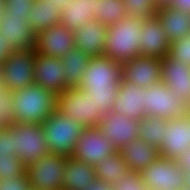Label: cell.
Instances as JSON below:
<instances>
[{
    "instance_id": "obj_31",
    "label": "cell",
    "mask_w": 190,
    "mask_h": 190,
    "mask_svg": "<svg viewBox=\"0 0 190 190\" xmlns=\"http://www.w3.org/2000/svg\"><path fill=\"white\" fill-rule=\"evenodd\" d=\"M126 16L137 20L153 17L157 13L155 0H123Z\"/></svg>"
},
{
    "instance_id": "obj_39",
    "label": "cell",
    "mask_w": 190,
    "mask_h": 190,
    "mask_svg": "<svg viewBox=\"0 0 190 190\" xmlns=\"http://www.w3.org/2000/svg\"><path fill=\"white\" fill-rule=\"evenodd\" d=\"M176 164L184 171V173L190 172V147L181 153L176 159Z\"/></svg>"
},
{
    "instance_id": "obj_38",
    "label": "cell",
    "mask_w": 190,
    "mask_h": 190,
    "mask_svg": "<svg viewBox=\"0 0 190 190\" xmlns=\"http://www.w3.org/2000/svg\"><path fill=\"white\" fill-rule=\"evenodd\" d=\"M30 187L27 172L16 177L0 178V190H29Z\"/></svg>"
},
{
    "instance_id": "obj_42",
    "label": "cell",
    "mask_w": 190,
    "mask_h": 190,
    "mask_svg": "<svg viewBox=\"0 0 190 190\" xmlns=\"http://www.w3.org/2000/svg\"><path fill=\"white\" fill-rule=\"evenodd\" d=\"M170 7L177 8L184 13L190 14V0H172Z\"/></svg>"
},
{
    "instance_id": "obj_49",
    "label": "cell",
    "mask_w": 190,
    "mask_h": 190,
    "mask_svg": "<svg viewBox=\"0 0 190 190\" xmlns=\"http://www.w3.org/2000/svg\"><path fill=\"white\" fill-rule=\"evenodd\" d=\"M188 110H189V113H190V101L188 103Z\"/></svg>"
},
{
    "instance_id": "obj_19",
    "label": "cell",
    "mask_w": 190,
    "mask_h": 190,
    "mask_svg": "<svg viewBox=\"0 0 190 190\" xmlns=\"http://www.w3.org/2000/svg\"><path fill=\"white\" fill-rule=\"evenodd\" d=\"M161 81L176 97L190 101V65L174 59L169 54L161 59Z\"/></svg>"
},
{
    "instance_id": "obj_18",
    "label": "cell",
    "mask_w": 190,
    "mask_h": 190,
    "mask_svg": "<svg viewBox=\"0 0 190 190\" xmlns=\"http://www.w3.org/2000/svg\"><path fill=\"white\" fill-rule=\"evenodd\" d=\"M166 132L159 156L174 160L190 147V113L168 120Z\"/></svg>"
},
{
    "instance_id": "obj_16",
    "label": "cell",
    "mask_w": 190,
    "mask_h": 190,
    "mask_svg": "<svg viewBox=\"0 0 190 190\" xmlns=\"http://www.w3.org/2000/svg\"><path fill=\"white\" fill-rule=\"evenodd\" d=\"M0 36L13 52L34 50L36 33L28 24V17H12L3 14L0 18Z\"/></svg>"
},
{
    "instance_id": "obj_34",
    "label": "cell",
    "mask_w": 190,
    "mask_h": 190,
    "mask_svg": "<svg viewBox=\"0 0 190 190\" xmlns=\"http://www.w3.org/2000/svg\"><path fill=\"white\" fill-rule=\"evenodd\" d=\"M36 0H4L6 15L12 17H28Z\"/></svg>"
},
{
    "instance_id": "obj_28",
    "label": "cell",
    "mask_w": 190,
    "mask_h": 190,
    "mask_svg": "<svg viewBox=\"0 0 190 190\" xmlns=\"http://www.w3.org/2000/svg\"><path fill=\"white\" fill-rule=\"evenodd\" d=\"M55 8L49 0H36L28 16V24L35 33L60 24L61 13Z\"/></svg>"
},
{
    "instance_id": "obj_15",
    "label": "cell",
    "mask_w": 190,
    "mask_h": 190,
    "mask_svg": "<svg viewBox=\"0 0 190 190\" xmlns=\"http://www.w3.org/2000/svg\"><path fill=\"white\" fill-rule=\"evenodd\" d=\"M35 84L55 95L69 89L66 75L63 72L61 59L49 57L34 51Z\"/></svg>"
},
{
    "instance_id": "obj_43",
    "label": "cell",
    "mask_w": 190,
    "mask_h": 190,
    "mask_svg": "<svg viewBox=\"0 0 190 190\" xmlns=\"http://www.w3.org/2000/svg\"><path fill=\"white\" fill-rule=\"evenodd\" d=\"M69 0H49V3H52L56 6V10L62 14V10L66 8L67 3Z\"/></svg>"
},
{
    "instance_id": "obj_37",
    "label": "cell",
    "mask_w": 190,
    "mask_h": 190,
    "mask_svg": "<svg viewBox=\"0 0 190 190\" xmlns=\"http://www.w3.org/2000/svg\"><path fill=\"white\" fill-rule=\"evenodd\" d=\"M114 190H148L142 182L140 172L130 174L113 184Z\"/></svg>"
},
{
    "instance_id": "obj_47",
    "label": "cell",
    "mask_w": 190,
    "mask_h": 190,
    "mask_svg": "<svg viewBox=\"0 0 190 190\" xmlns=\"http://www.w3.org/2000/svg\"><path fill=\"white\" fill-rule=\"evenodd\" d=\"M3 84V78L1 73V65H0V86Z\"/></svg>"
},
{
    "instance_id": "obj_36",
    "label": "cell",
    "mask_w": 190,
    "mask_h": 190,
    "mask_svg": "<svg viewBox=\"0 0 190 190\" xmlns=\"http://www.w3.org/2000/svg\"><path fill=\"white\" fill-rule=\"evenodd\" d=\"M0 157H16L14 124L0 129Z\"/></svg>"
},
{
    "instance_id": "obj_14",
    "label": "cell",
    "mask_w": 190,
    "mask_h": 190,
    "mask_svg": "<svg viewBox=\"0 0 190 190\" xmlns=\"http://www.w3.org/2000/svg\"><path fill=\"white\" fill-rule=\"evenodd\" d=\"M161 58L137 56L122 64V80L141 88L161 82Z\"/></svg>"
},
{
    "instance_id": "obj_30",
    "label": "cell",
    "mask_w": 190,
    "mask_h": 190,
    "mask_svg": "<svg viewBox=\"0 0 190 190\" xmlns=\"http://www.w3.org/2000/svg\"><path fill=\"white\" fill-rule=\"evenodd\" d=\"M95 20L109 26L126 17L123 0H97V11H94Z\"/></svg>"
},
{
    "instance_id": "obj_3",
    "label": "cell",
    "mask_w": 190,
    "mask_h": 190,
    "mask_svg": "<svg viewBox=\"0 0 190 190\" xmlns=\"http://www.w3.org/2000/svg\"><path fill=\"white\" fill-rule=\"evenodd\" d=\"M140 30L141 20L128 16L107 26L104 56L122 64L140 56Z\"/></svg>"
},
{
    "instance_id": "obj_33",
    "label": "cell",
    "mask_w": 190,
    "mask_h": 190,
    "mask_svg": "<svg viewBox=\"0 0 190 190\" xmlns=\"http://www.w3.org/2000/svg\"><path fill=\"white\" fill-rule=\"evenodd\" d=\"M25 173L26 167L18 157H0V178L16 177Z\"/></svg>"
},
{
    "instance_id": "obj_40",
    "label": "cell",
    "mask_w": 190,
    "mask_h": 190,
    "mask_svg": "<svg viewBox=\"0 0 190 190\" xmlns=\"http://www.w3.org/2000/svg\"><path fill=\"white\" fill-rule=\"evenodd\" d=\"M3 36H0V65L9 57L13 52L10 45L5 41Z\"/></svg>"
},
{
    "instance_id": "obj_6",
    "label": "cell",
    "mask_w": 190,
    "mask_h": 190,
    "mask_svg": "<svg viewBox=\"0 0 190 190\" xmlns=\"http://www.w3.org/2000/svg\"><path fill=\"white\" fill-rule=\"evenodd\" d=\"M145 117H160L166 120L189 114L188 103L167 88L162 81L144 88Z\"/></svg>"
},
{
    "instance_id": "obj_5",
    "label": "cell",
    "mask_w": 190,
    "mask_h": 190,
    "mask_svg": "<svg viewBox=\"0 0 190 190\" xmlns=\"http://www.w3.org/2000/svg\"><path fill=\"white\" fill-rule=\"evenodd\" d=\"M57 110L85 128L98 126L105 115L91 99V94L79 88H69L57 95Z\"/></svg>"
},
{
    "instance_id": "obj_48",
    "label": "cell",
    "mask_w": 190,
    "mask_h": 190,
    "mask_svg": "<svg viewBox=\"0 0 190 190\" xmlns=\"http://www.w3.org/2000/svg\"><path fill=\"white\" fill-rule=\"evenodd\" d=\"M29 190H38L37 188H34V187H30Z\"/></svg>"
},
{
    "instance_id": "obj_8",
    "label": "cell",
    "mask_w": 190,
    "mask_h": 190,
    "mask_svg": "<svg viewBox=\"0 0 190 190\" xmlns=\"http://www.w3.org/2000/svg\"><path fill=\"white\" fill-rule=\"evenodd\" d=\"M148 190H185L184 171L175 160L158 157L140 172Z\"/></svg>"
},
{
    "instance_id": "obj_35",
    "label": "cell",
    "mask_w": 190,
    "mask_h": 190,
    "mask_svg": "<svg viewBox=\"0 0 190 190\" xmlns=\"http://www.w3.org/2000/svg\"><path fill=\"white\" fill-rule=\"evenodd\" d=\"M168 54L174 59L190 65V35L171 43Z\"/></svg>"
},
{
    "instance_id": "obj_29",
    "label": "cell",
    "mask_w": 190,
    "mask_h": 190,
    "mask_svg": "<svg viewBox=\"0 0 190 190\" xmlns=\"http://www.w3.org/2000/svg\"><path fill=\"white\" fill-rule=\"evenodd\" d=\"M168 130V120L160 117H144L140 120L138 139L160 150Z\"/></svg>"
},
{
    "instance_id": "obj_24",
    "label": "cell",
    "mask_w": 190,
    "mask_h": 190,
    "mask_svg": "<svg viewBox=\"0 0 190 190\" xmlns=\"http://www.w3.org/2000/svg\"><path fill=\"white\" fill-rule=\"evenodd\" d=\"M97 0H69L62 10L60 24L74 31L91 20H95Z\"/></svg>"
},
{
    "instance_id": "obj_20",
    "label": "cell",
    "mask_w": 190,
    "mask_h": 190,
    "mask_svg": "<svg viewBox=\"0 0 190 190\" xmlns=\"http://www.w3.org/2000/svg\"><path fill=\"white\" fill-rule=\"evenodd\" d=\"M75 48L87 55H104L106 48L107 26L97 20H91L73 31Z\"/></svg>"
},
{
    "instance_id": "obj_45",
    "label": "cell",
    "mask_w": 190,
    "mask_h": 190,
    "mask_svg": "<svg viewBox=\"0 0 190 190\" xmlns=\"http://www.w3.org/2000/svg\"><path fill=\"white\" fill-rule=\"evenodd\" d=\"M184 179H185V190L190 189V172L184 173Z\"/></svg>"
},
{
    "instance_id": "obj_46",
    "label": "cell",
    "mask_w": 190,
    "mask_h": 190,
    "mask_svg": "<svg viewBox=\"0 0 190 190\" xmlns=\"http://www.w3.org/2000/svg\"><path fill=\"white\" fill-rule=\"evenodd\" d=\"M4 13H5L4 0H0V18L3 16Z\"/></svg>"
},
{
    "instance_id": "obj_1",
    "label": "cell",
    "mask_w": 190,
    "mask_h": 190,
    "mask_svg": "<svg viewBox=\"0 0 190 190\" xmlns=\"http://www.w3.org/2000/svg\"><path fill=\"white\" fill-rule=\"evenodd\" d=\"M122 63L104 55L91 57L81 83L77 87L91 94V99L101 112L108 114L117 99L122 79Z\"/></svg>"
},
{
    "instance_id": "obj_9",
    "label": "cell",
    "mask_w": 190,
    "mask_h": 190,
    "mask_svg": "<svg viewBox=\"0 0 190 190\" xmlns=\"http://www.w3.org/2000/svg\"><path fill=\"white\" fill-rule=\"evenodd\" d=\"M42 125L14 124L16 157L27 167L49 153Z\"/></svg>"
},
{
    "instance_id": "obj_12",
    "label": "cell",
    "mask_w": 190,
    "mask_h": 190,
    "mask_svg": "<svg viewBox=\"0 0 190 190\" xmlns=\"http://www.w3.org/2000/svg\"><path fill=\"white\" fill-rule=\"evenodd\" d=\"M100 131L111 141L119 151L126 143L138 139L140 120L132 119L126 115L109 112L99 122Z\"/></svg>"
},
{
    "instance_id": "obj_13",
    "label": "cell",
    "mask_w": 190,
    "mask_h": 190,
    "mask_svg": "<svg viewBox=\"0 0 190 190\" xmlns=\"http://www.w3.org/2000/svg\"><path fill=\"white\" fill-rule=\"evenodd\" d=\"M73 31L61 24L36 33L34 51L49 57L62 59L75 47Z\"/></svg>"
},
{
    "instance_id": "obj_27",
    "label": "cell",
    "mask_w": 190,
    "mask_h": 190,
    "mask_svg": "<svg viewBox=\"0 0 190 190\" xmlns=\"http://www.w3.org/2000/svg\"><path fill=\"white\" fill-rule=\"evenodd\" d=\"M91 59L90 55L85 54L77 48L68 51L61 59L63 72L70 88H77L81 83V78L85 74L87 64Z\"/></svg>"
},
{
    "instance_id": "obj_23",
    "label": "cell",
    "mask_w": 190,
    "mask_h": 190,
    "mask_svg": "<svg viewBox=\"0 0 190 190\" xmlns=\"http://www.w3.org/2000/svg\"><path fill=\"white\" fill-rule=\"evenodd\" d=\"M119 152L126 166L134 172H141L159 157L158 149L140 139L126 143Z\"/></svg>"
},
{
    "instance_id": "obj_21",
    "label": "cell",
    "mask_w": 190,
    "mask_h": 190,
    "mask_svg": "<svg viewBox=\"0 0 190 190\" xmlns=\"http://www.w3.org/2000/svg\"><path fill=\"white\" fill-rule=\"evenodd\" d=\"M111 112L123 114L136 120L144 118V88L121 79L117 99L113 104Z\"/></svg>"
},
{
    "instance_id": "obj_11",
    "label": "cell",
    "mask_w": 190,
    "mask_h": 190,
    "mask_svg": "<svg viewBox=\"0 0 190 190\" xmlns=\"http://www.w3.org/2000/svg\"><path fill=\"white\" fill-rule=\"evenodd\" d=\"M116 151L111 141L100 131V128L91 126L84 128L80 138L76 141L72 157L95 166L98 161L107 158Z\"/></svg>"
},
{
    "instance_id": "obj_17",
    "label": "cell",
    "mask_w": 190,
    "mask_h": 190,
    "mask_svg": "<svg viewBox=\"0 0 190 190\" xmlns=\"http://www.w3.org/2000/svg\"><path fill=\"white\" fill-rule=\"evenodd\" d=\"M139 35L140 56L167 57L171 43L156 15L141 20Z\"/></svg>"
},
{
    "instance_id": "obj_22",
    "label": "cell",
    "mask_w": 190,
    "mask_h": 190,
    "mask_svg": "<svg viewBox=\"0 0 190 190\" xmlns=\"http://www.w3.org/2000/svg\"><path fill=\"white\" fill-rule=\"evenodd\" d=\"M156 16L170 43L190 35V14L174 7L157 10Z\"/></svg>"
},
{
    "instance_id": "obj_10",
    "label": "cell",
    "mask_w": 190,
    "mask_h": 190,
    "mask_svg": "<svg viewBox=\"0 0 190 190\" xmlns=\"http://www.w3.org/2000/svg\"><path fill=\"white\" fill-rule=\"evenodd\" d=\"M3 84L12 91L35 84L34 50L12 52L1 65Z\"/></svg>"
},
{
    "instance_id": "obj_41",
    "label": "cell",
    "mask_w": 190,
    "mask_h": 190,
    "mask_svg": "<svg viewBox=\"0 0 190 190\" xmlns=\"http://www.w3.org/2000/svg\"><path fill=\"white\" fill-rule=\"evenodd\" d=\"M85 190H114V186L96 179L92 184L87 187Z\"/></svg>"
},
{
    "instance_id": "obj_25",
    "label": "cell",
    "mask_w": 190,
    "mask_h": 190,
    "mask_svg": "<svg viewBox=\"0 0 190 190\" xmlns=\"http://www.w3.org/2000/svg\"><path fill=\"white\" fill-rule=\"evenodd\" d=\"M97 179L92 165L69 157L64 172V190H85Z\"/></svg>"
},
{
    "instance_id": "obj_26",
    "label": "cell",
    "mask_w": 190,
    "mask_h": 190,
    "mask_svg": "<svg viewBox=\"0 0 190 190\" xmlns=\"http://www.w3.org/2000/svg\"><path fill=\"white\" fill-rule=\"evenodd\" d=\"M94 167L96 169L97 179L111 185L132 172V170L126 166L125 160L119 151H116L107 158L101 159Z\"/></svg>"
},
{
    "instance_id": "obj_32",
    "label": "cell",
    "mask_w": 190,
    "mask_h": 190,
    "mask_svg": "<svg viewBox=\"0 0 190 190\" xmlns=\"http://www.w3.org/2000/svg\"><path fill=\"white\" fill-rule=\"evenodd\" d=\"M13 91L4 84L0 86V128H6L16 123L12 108Z\"/></svg>"
},
{
    "instance_id": "obj_7",
    "label": "cell",
    "mask_w": 190,
    "mask_h": 190,
    "mask_svg": "<svg viewBox=\"0 0 190 190\" xmlns=\"http://www.w3.org/2000/svg\"><path fill=\"white\" fill-rule=\"evenodd\" d=\"M69 157L48 153L26 167L31 187L38 190H64V172Z\"/></svg>"
},
{
    "instance_id": "obj_44",
    "label": "cell",
    "mask_w": 190,
    "mask_h": 190,
    "mask_svg": "<svg viewBox=\"0 0 190 190\" xmlns=\"http://www.w3.org/2000/svg\"><path fill=\"white\" fill-rule=\"evenodd\" d=\"M172 0H155V5L157 9L170 7Z\"/></svg>"
},
{
    "instance_id": "obj_2",
    "label": "cell",
    "mask_w": 190,
    "mask_h": 190,
    "mask_svg": "<svg viewBox=\"0 0 190 190\" xmlns=\"http://www.w3.org/2000/svg\"><path fill=\"white\" fill-rule=\"evenodd\" d=\"M12 108L19 124L41 125L57 110V95L37 84L13 91Z\"/></svg>"
},
{
    "instance_id": "obj_4",
    "label": "cell",
    "mask_w": 190,
    "mask_h": 190,
    "mask_svg": "<svg viewBox=\"0 0 190 190\" xmlns=\"http://www.w3.org/2000/svg\"><path fill=\"white\" fill-rule=\"evenodd\" d=\"M49 153L72 157L76 141L85 127L58 110L42 124Z\"/></svg>"
}]
</instances>
